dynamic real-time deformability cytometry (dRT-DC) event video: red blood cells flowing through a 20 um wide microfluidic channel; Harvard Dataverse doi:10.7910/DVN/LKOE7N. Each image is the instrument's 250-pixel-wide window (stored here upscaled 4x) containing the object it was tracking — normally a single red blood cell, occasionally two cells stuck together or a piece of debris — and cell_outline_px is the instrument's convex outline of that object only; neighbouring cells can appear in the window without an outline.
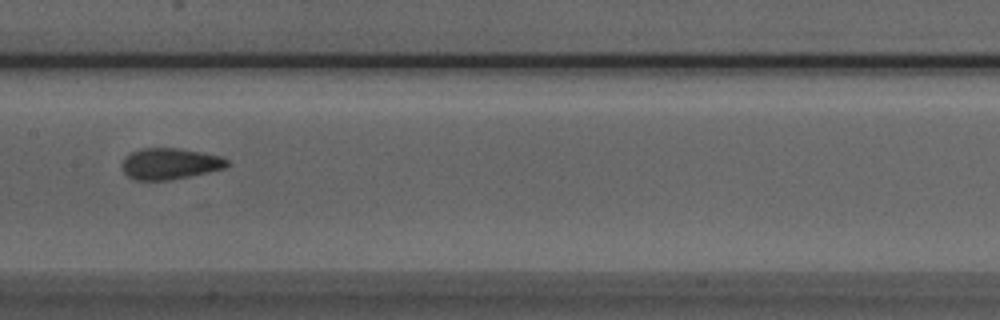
{"species": "Egyptian fruit bat (a non-hibernating species)", "species_latin": "Rousettus aegyptiacus", "temperature_condition": "room temperature", "stored_images_in_passage": 5, "camera_frame_rate_fps": 3000, "um_per_image_px": 0.085, "animal": {"sex": "male"}, "frame": {"image": 1, "passage_image": 5, "time_ms": 1.333, "image_size_px": [1000, 320], "cell_outline_px": [[228, 164], [224, 168], [192, 176], [168, 180], [136, 180], [128, 176], [124, 172], [120, 164], [124, 156], [140, 148], [176, 148], [200, 152], [220, 156], [228, 160]], "centroid_in_image_um": [14.39, 13.92], "position_along_channel_um": 193.0, "area_um2": 19.13}}